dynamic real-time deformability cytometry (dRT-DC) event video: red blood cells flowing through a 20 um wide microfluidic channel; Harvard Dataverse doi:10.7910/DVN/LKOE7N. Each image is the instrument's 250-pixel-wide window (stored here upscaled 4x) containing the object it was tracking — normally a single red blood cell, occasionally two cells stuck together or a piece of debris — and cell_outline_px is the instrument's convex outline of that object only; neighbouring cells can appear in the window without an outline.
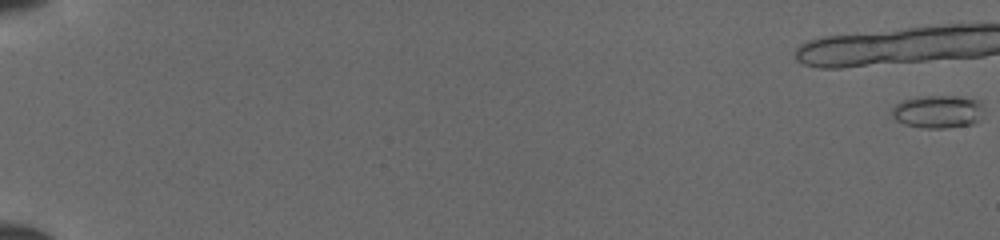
{"species": "common noctule bat (a hibernating species)", "species_latin": "Nyctalus noctula", "temperature_condition": "cold", "stored_images_in_passage": 16, "camera_frame_rate_fps": 3000, "um_per_image_px": 0.085, "animal": {"sex": "female", "body_mass_g": 19.5, "forearm_length_mm": 54.1}, "frame": {"image": 1, "passage_image": 1, "time_ms": 0.0, "image_size_px": [1000, 240], "cell_outline_px": [[984, 108], [980, 120], [972, 124], [944, 128], [920, 128], [904, 124], [896, 120], [892, 116], [892, 108], [896, 104], [904, 100], [920, 96], [956, 96], [980, 100]], "centroid_in_image_um": [79.74, 9.49], "position_along_channel_um": 5.3, "area_um2": 17.8}}